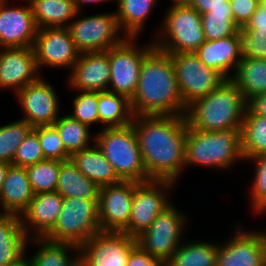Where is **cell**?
<instances>
[{"label": "cell", "mask_w": 266, "mask_h": 266, "mask_svg": "<svg viewBox=\"0 0 266 266\" xmlns=\"http://www.w3.org/2000/svg\"><path fill=\"white\" fill-rule=\"evenodd\" d=\"M142 161L148 181L177 185L185 168L188 124L185 116H133Z\"/></svg>", "instance_id": "6da1fadb"}, {"label": "cell", "mask_w": 266, "mask_h": 266, "mask_svg": "<svg viewBox=\"0 0 266 266\" xmlns=\"http://www.w3.org/2000/svg\"><path fill=\"white\" fill-rule=\"evenodd\" d=\"M130 104L133 116H185L187 106L170 54L154 47L144 57Z\"/></svg>", "instance_id": "7a4b0ae2"}, {"label": "cell", "mask_w": 266, "mask_h": 266, "mask_svg": "<svg viewBox=\"0 0 266 266\" xmlns=\"http://www.w3.org/2000/svg\"><path fill=\"white\" fill-rule=\"evenodd\" d=\"M247 101L238 86L226 79L207 96L187 106L185 118L191 129L201 131H227L241 129Z\"/></svg>", "instance_id": "3957f363"}, {"label": "cell", "mask_w": 266, "mask_h": 266, "mask_svg": "<svg viewBox=\"0 0 266 266\" xmlns=\"http://www.w3.org/2000/svg\"><path fill=\"white\" fill-rule=\"evenodd\" d=\"M240 131L241 129H230L210 132L191 129L188 126L185 167L199 165L228 171L237 161H245Z\"/></svg>", "instance_id": "277c9868"}, {"label": "cell", "mask_w": 266, "mask_h": 266, "mask_svg": "<svg viewBox=\"0 0 266 266\" xmlns=\"http://www.w3.org/2000/svg\"><path fill=\"white\" fill-rule=\"evenodd\" d=\"M100 130L95 134V143L118 177L122 181L147 182L148 176L133 125Z\"/></svg>", "instance_id": "5b68a950"}, {"label": "cell", "mask_w": 266, "mask_h": 266, "mask_svg": "<svg viewBox=\"0 0 266 266\" xmlns=\"http://www.w3.org/2000/svg\"><path fill=\"white\" fill-rule=\"evenodd\" d=\"M158 28L154 46L167 53H194L206 40L201 14L192 6L172 5Z\"/></svg>", "instance_id": "8992f818"}, {"label": "cell", "mask_w": 266, "mask_h": 266, "mask_svg": "<svg viewBox=\"0 0 266 266\" xmlns=\"http://www.w3.org/2000/svg\"><path fill=\"white\" fill-rule=\"evenodd\" d=\"M100 231L98 200L63 197L57 222L44 238L80 246Z\"/></svg>", "instance_id": "52a82bcc"}, {"label": "cell", "mask_w": 266, "mask_h": 266, "mask_svg": "<svg viewBox=\"0 0 266 266\" xmlns=\"http://www.w3.org/2000/svg\"><path fill=\"white\" fill-rule=\"evenodd\" d=\"M188 219L181 209L172 204L136 237L137 245L159 262H168L182 244V230H185Z\"/></svg>", "instance_id": "ba28073f"}, {"label": "cell", "mask_w": 266, "mask_h": 266, "mask_svg": "<svg viewBox=\"0 0 266 266\" xmlns=\"http://www.w3.org/2000/svg\"><path fill=\"white\" fill-rule=\"evenodd\" d=\"M136 39L126 37L109 49L111 76L108 91L124 95L129 100L135 94L143 59L155 47L153 41L139 46Z\"/></svg>", "instance_id": "9c48e42d"}, {"label": "cell", "mask_w": 266, "mask_h": 266, "mask_svg": "<svg viewBox=\"0 0 266 266\" xmlns=\"http://www.w3.org/2000/svg\"><path fill=\"white\" fill-rule=\"evenodd\" d=\"M68 25L71 38L80 53L107 51L127 36L118 25L115 11L76 18Z\"/></svg>", "instance_id": "30bf717a"}, {"label": "cell", "mask_w": 266, "mask_h": 266, "mask_svg": "<svg viewBox=\"0 0 266 266\" xmlns=\"http://www.w3.org/2000/svg\"><path fill=\"white\" fill-rule=\"evenodd\" d=\"M179 90L186 106L217 89L226 78L206 66L195 53L170 54Z\"/></svg>", "instance_id": "8fae6325"}, {"label": "cell", "mask_w": 266, "mask_h": 266, "mask_svg": "<svg viewBox=\"0 0 266 266\" xmlns=\"http://www.w3.org/2000/svg\"><path fill=\"white\" fill-rule=\"evenodd\" d=\"M174 186L170 181L139 183L134 189L129 225L123 232L136 238L148 229L157 216L172 205L168 194Z\"/></svg>", "instance_id": "7c38bea8"}, {"label": "cell", "mask_w": 266, "mask_h": 266, "mask_svg": "<svg viewBox=\"0 0 266 266\" xmlns=\"http://www.w3.org/2000/svg\"><path fill=\"white\" fill-rule=\"evenodd\" d=\"M136 238L124 232L100 231L79 246L83 266H126Z\"/></svg>", "instance_id": "4fadbf2b"}, {"label": "cell", "mask_w": 266, "mask_h": 266, "mask_svg": "<svg viewBox=\"0 0 266 266\" xmlns=\"http://www.w3.org/2000/svg\"><path fill=\"white\" fill-rule=\"evenodd\" d=\"M33 49L40 74L44 66L71 72L80 55L67 27L38 29Z\"/></svg>", "instance_id": "5bb4252c"}, {"label": "cell", "mask_w": 266, "mask_h": 266, "mask_svg": "<svg viewBox=\"0 0 266 266\" xmlns=\"http://www.w3.org/2000/svg\"><path fill=\"white\" fill-rule=\"evenodd\" d=\"M234 232L228 241L219 243L216 266H266V234L242 225Z\"/></svg>", "instance_id": "9a60e30c"}, {"label": "cell", "mask_w": 266, "mask_h": 266, "mask_svg": "<svg viewBox=\"0 0 266 266\" xmlns=\"http://www.w3.org/2000/svg\"><path fill=\"white\" fill-rule=\"evenodd\" d=\"M42 76L19 90L15 97L24 113L22 117L32 127L53 125L59 115V97L54 87Z\"/></svg>", "instance_id": "2e32d148"}, {"label": "cell", "mask_w": 266, "mask_h": 266, "mask_svg": "<svg viewBox=\"0 0 266 266\" xmlns=\"http://www.w3.org/2000/svg\"><path fill=\"white\" fill-rule=\"evenodd\" d=\"M135 181H121L99 189L98 208L101 231L123 232L129 225Z\"/></svg>", "instance_id": "e0dca14e"}, {"label": "cell", "mask_w": 266, "mask_h": 266, "mask_svg": "<svg viewBox=\"0 0 266 266\" xmlns=\"http://www.w3.org/2000/svg\"><path fill=\"white\" fill-rule=\"evenodd\" d=\"M9 2L0 0V49L33 47L38 27L30 4L13 7Z\"/></svg>", "instance_id": "ac0fdd59"}, {"label": "cell", "mask_w": 266, "mask_h": 266, "mask_svg": "<svg viewBox=\"0 0 266 266\" xmlns=\"http://www.w3.org/2000/svg\"><path fill=\"white\" fill-rule=\"evenodd\" d=\"M33 47L0 49V90L13 89L14 94L42 75Z\"/></svg>", "instance_id": "d6986e66"}, {"label": "cell", "mask_w": 266, "mask_h": 266, "mask_svg": "<svg viewBox=\"0 0 266 266\" xmlns=\"http://www.w3.org/2000/svg\"><path fill=\"white\" fill-rule=\"evenodd\" d=\"M109 50L80 53L67 77L73 91L101 92L108 90L110 82Z\"/></svg>", "instance_id": "ffe728a7"}, {"label": "cell", "mask_w": 266, "mask_h": 266, "mask_svg": "<svg viewBox=\"0 0 266 266\" xmlns=\"http://www.w3.org/2000/svg\"><path fill=\"white\" fill-rule=\"evenodd\" d=\"M63 197L56 192L35 194L21 214L23 230L29 239L44 238L55 226Z\"/></svg>", "instance_id": "44dd1931"}, {"label": "cell", "mask_w": 266, "mask_h": 266, "mask_svg": "<svg viewBox=\"0 0 266 266\" xmlns=\"http://www.w3.org/2000/svg\"><path fill=\"white\" fill-rule=\"evenodd\" d=\"M194 53L206 66L216 69L226 79H230L242 58L238 51L237 33L216 41L205 40Z\"/></svg>", "instance_id": "7402d4cb"}, {"label": "cell", "mask_w": 266, "mask_h": 266, "mask_svg": "<svg viewBox=\"0 0 266 266\" xmlns=\"http://www.w3.org/2000/svg\"><path fill=\"white\" fill-rule=\"evenodd\" d=\"M34 195L25 167L10 165L0 190L3 211L21 216Z\"/></svg>", "instance_id": "603a6c76"}, {"label": "cell", "mask_w": 266, "mask_h": 266, "mask_svg": "<svg viewBox=\"0 0 266 266\" xmlns=\"http://www.w3.org/2000/svg\"><path fill=\"white\" fill-rule=\"evenodd\" d=\"M70 159L86 178L95 182L100 188L122 181L96 143L74 153Z\"/></svg>", "instance_id": "cb8c5ba5"}, {"label": "cell", "mask_w": 266, "mask_h": 266, "mask_svg": "<svg viewBox=\"0 0 266 266\" xmlns=\"http://www.w3.org/2000/svg\"><path fill=\"white\" fill-rule=\"evenodd\" d=\"M28 241L21 217L16 214L3 216L0 219V266H7L24 256Z\"/></svg>", "instance_id": "d4e9b609"}, {"label": "cell", "mask_w": 266, "mask_h": 266, "mask_svg": "<svg viewBox=\"0 0 266 266\" xmlns=\"http://www.w3.org/2000/svg\"><path fill=\"white\" fill-rule=\"evenodd\" d=\"M28 243L39 247L30 257L33 266H76L80 262L79 246L75 244L46 238H32Z\"/></svg>", "instance_id": "484cf974"}, {"label": "cell", "mask_w": 266, "mask_h": 266, "mask_svg": "<svg viewBox=\"0 0 266 266\" xmlns=\"http://www.w3.org/2000/svg\"><path fill=\"white\" fill-rule=\"evenodd\" d=\"M30 7L38 29L68 27L80 16L73 0H35Z\"/></svg>", "instance_id": "4316f807"}, {"label": "cell", "mask_w": 266, "mask_h": 266, "mask_svg": "<svg viewBox=\"0 0 266 266\" xmlns=\"http://www.w3.org/2000/svg\"><path fill=\"white\" fill-rule=\"evenodd\" d=\"M100 187L86 178L71 159L60 164L56 191L62 197H80L98 200Z\"/></svg>", "instance_id": "83f0119b"}, {"label": "cell", "mask_w": 266, "mask_h": 266, "mask_svg": "<svg viewBox=\"0 0 266 266\" xmlns=\"http://www.w3.org/2000/svg\"><path fill=\"white\" fill-rule=\"evenodd\" d=\"M99 124L103 128H121L132 124L130 100L111 91L98 92Z\"/></svg>", "instance_id": "f1b7e54d"}, {"label": "cell", "mask_w": 266, "mask_h": 266, "mask_svg": "<svg viewBox=\"0 0 266 266\" xmlns=\"http://www.w3.org/2000/svg\"><path fill=\"white\" fill-rule=\"evenodd\" d=\"M230 79L238 86L246 101L266 92V59L242 57Z\"/></svg>", "instance_id": "f546056e"}, {"label": "cell", "mask_w": 266, "mask_h": 266, "mask_svg": "<svg viewBox=\"0 0 266 266\" xmlns=\"http://www.w3.org/2000/svg\"><path fill=\"white\" fill-rule=\"evenodd\" d=\"M157 0H117L115 11L120 30L127 37H139Z\"/></svg>", "instance_id": "4dcf8cb0"}, {"label": "cell", "mask_w": 266, "mask_h": 266, "mask_svg": "<svg viewBox=\"0 0 266 266\" xmlns=\"http://www.w3.org/2000/svg\"><path fill=\"white\" fill-rule=\"evenodd\" d=\"M218 250V242L183 241L168 262L172 266H216Z\"/></svg>", "instance_id": "1f68e13d"}, {"label": "cell", "mask_w": 266, "mask_h": 266, "mask_svg": "<svg viewBox=\"0 0 266 266\" xmlns=\"http://www.w3.org/2000/svg\"><path fill=\"white\" fill-rule=\"evenodd\" d=\"M241 148L245 160L266 154V118L246 109L241 125Z\"/></svg>", "instance_id": "d6a6232c"}, {"label": "cell", "mask_w": 266, "mask_h": 266, "mask_svg": "<svg viewBox=\"0 0 266 266\" xmlns=\"http://www.w3.org/2000/svg\"><path fill=\"white\" fill-rule=\"evenodd\" d=\"M53 126L59 132L66 152L70 156L95 143V133H90L91 128L73 119L68 114L60 116Z\"/></svg>", "instance_id": "836d02e7"}, {"label": "cell", "mask_w": 266, "mask_h": 266, "mask_svg": "<svg viewBox=\"0 0 266 266\" xmlns=\"http://www.w3.org/2000/svg\"><path fill=\"white\" fill-rule=\"evenodd\" d=\"M203 32L208 41H216L221 38L235 35L239 27L234 22L230 2L227 7L212 8L201 15Z\"/></svg>", "instance_id": "e575fe53"}, {"label": "cell", "mask_w": 266, "mask_h": 266, "mask_svg": "<svg viewBox=\"0 0 266 266\" xmlns=\"http://www.w3.org/2000/svg\"><path fill=\"white\" fill-rule=\"evenodd\" d=\"M61 162L60 160L46 159L25 167L35 194L56 192Z\"/></svg>", "instance_id": "d590c367"}, {"label": "cell", "mask_w": 266, "mask_h": 266, "mask_svg": "<svg viewBox=\"0 0 266 266\" xmlns=\"http://www.w3.org/2000/svg\"><path fill=\"white\" fill-rule=\"evenodd\" d=\"M33 127L23 119L0 126V161L12 164L18 146Z\"/></svg>", "instance_id": "8d00e7d4"}, {"label": "cell", "mask_w": 266, "mask_h": 266, "mask_svg": "<svg viewBox=\"0 0 266 266\" xmlns=\"http://www.w3.org/2000/svg\"><path fill=\"white\" fill-rule=\"evenodd\" d=\"M237 40L241 57L266 59V29L239 28Z\"/></svg>", "instance_id": "74e56055"}, {"label": "cell", "mask_w": 266, "mask_h": 266, "mask_svg": "<svg viewBox=\"0 0 266 266\" xmlns=\"http://www.w3.org/2000/svg\"><path fill=\"white\" fill-rule=\"evenodd\" d=\"M78 92L73 99V113H68V115L91 128L93 124H99L98 92Z\"/></svg>", "instance_id": "f35d334b"}, {"label": "cell", "mask_w": 266, "mask_h": 266, "mask_svg": "<svg viewBox=\"0 0 266 266\" xmlns=\"http://www.w3.org/2000/svg\"><path fill=\"white\" fill-rule=\"evenodd\" d=\"M46 160L38 139V126L33 127L18 146L11 165L27 167Z\"/></svg>", "instance_id": "ab89813d"}, {"label": "cell", "mask_w": 266, "mask_h": 266, "mask_svg": "<svg viewBox=\"0 0 266 266\" xmlns=\"http://www.w3.org/2000/svg\"><path fill=\"white\" fill-rule=\"evenodd\" d=\"M38 139L45 159L66 161L71 158L53 125L38 126Z\"/></svg>", "instance_id": "60d3db41"}, {"label": "cell", "mask_w": 266, "mask_h": 266, "mask_svg": "<svg viewBox=\"0 0 266 266\" xmlns=\"http://www.w3.org/2000/svg\"><path fill=\"white\" fill-rule=\"evenodd\" d=\"M254 165V180L250 188V207L257 213L266 204V154L245 160Z\"/></svg>", "instance_id": "b9f144b4"}, {"label": "cell", "mask_w": 266, "mask_h": 266, "mask_svg": "<svg viewBox=\"0 0 266 266\" xmlns=\"http://www.w3.org/2000/svg\"><path fill=\"white\" fill-rule=\"evenodd\" d=\"M234 22L239 28H243L257 10L261 0H229Z\"/></svg>", "instance_id": "7bdbcfd3"}, {"label": "cell", "mask_w": 266, "mask_h": 266, "mask_svg": "<svg viewBox=\"0 0 266 266\" xmlns=\"http://www.w3.org/2000/svg\"><path fill=\"white\" fill-rule=\"evenodd\" d=\"M126 266H161V262L137 245L131 251Z\"/></svg>", "instance_id": "ee69618b"}, {"label": "cell", "mask_w": 266, "mask_h": 266, "mask_svg": "<svg viewBox=\"0 0 266 266\" xmlns=\"http://www.w3.org/2000/svg\"><path fill=\"white\" fill-rule=\"evenodd\" d=\"M247 109L252 114L266 118V92L250 98L247 101Z\"/></svg>", "instance_id": "f6af8a7d"}, {"label": "cell", "mask_w": 266, "mask_h": 266, "mask_svg": "<svg viewBox=\"0 0 266 266\" xmlns=\"http://www.w3.org/2000/svg\"><path fill=\"white\" fill-rule=\"evenodd\" d=\"M227 2L229 0H194L191 6L202 15L212 8L227 7Z\"/></svg>", "instance_id": "bcb514c9"}, {"label": "cell", "mask_w": 266, "mask_h": 266, "mask_svg": "<svg viewBox=\"0 0 266 266\" xmlns=\"http://www.w3.org/2000/svg\"><path fill=\"white\" fill-rule=\"evenodd\" d=\"M243 28L266 29V7L260 3L249 22Z\"/></svg>", "instance_id": "7dc6e473"}, {"label": "cell", "mask_w": 266, "mask_h": 266, "mask_svg": "<svg viewBox=\"0 0 266 266\" xmlns=\"http://www.w3.org/2000/svg\"><path fill=\"white\" fill-rule=\"evenodd\" d=\"M74 2H75V5H76V8H77V10H78V12H80L81 13V9L83 8V5H85V4H100V2L101 3H104V2H111L112 0H73ZM113 1H116L117 2V0H113ZM82 5V6H81ZM82 7V8H81Z\"/></svg>", "instance_id": "c3c4849f"}, {"label": "cell", "mask_w": 266, "mask_h": 266, "mask_svg": "<svg viewBox=\"0 0 266 266\" xmlns=\"http://www.w3.org/2000/svg\"><path fill=\"white\" fill-rule=\"evenodd\" d=\"M27 255L25 254L24 256H22L19 260H17L14 263H11L7 266H33L32 262L30 260V257H26Z\"/></svg>", "instance_id": "681fc988"}, {"label": "cell", "mask_w": 266, "mask_h": 266, "mask_svg": "<svg viewBox=\"0 0 266 266\" xmlns=\"http://www.w3.org/2000/svg\"><path fill=\"white\" fill-rule=\"evenodd\" d=\"M10 165L11 164H8V163L0 161V190H1L2 184H3L4 180H5V176H6L7 170H8Z\"/></svg>", "instance_id": "f907efd6"}, {"label": "cell", "mask_w": 266, "mask_h": 266, "mask_svg": "<svg viewBox=\"0 0 266 266\" xmlns=\"http://www.w3.org/2000/svg\"><path fill=\"white\" fill-rule=\"evenodd\" d=\"M172 5L177 6H191L194 3V0H171Z\"/></svg>", "instance_id": "816d5d0a"}, {"label": "cell", "mask_w": 266, "mask_h": 266, "mask_svg": "<svg viewBox=\"0 0 266 266\" xmlns=\"http://www.w3.org/2000/svg\"><path fill=\"white\" fill-rule=\"evenodd\" d=\"M256 214H266V204ZM262 232H266V230Z\"/></svg>", "instance_id": "f5cc1de1"}, {"label": "cell", "mask_w": 266, "mask_h": 266, "mask_svg": "<svg viewBox=\"0 0 266 266\" xmlns=\"http://www.w3.org/2000/svg\"><path fill=\"white\" fill-rule=\"evenodd\" d=\"M2 210V206H1V203H0V211ZM7 213L4 212L3 210L0 212V219L5 216Z\"/></svg>", "instance_id": "db71d44e"}, {"label": "cell", "mask_w": 266, "mask_h": 266, "mask_svg": "<svg viewBox=\"0 0 266 266\" xmlns=\"http://www.w3.org/2000/svg\"><path fill=\"white\" fill-rule=\"evenodd\" d=\"M19 1H22V2L24 1V3L27 2V4H31L35 0H19Z\"/></svg>", "instance_id": "11a10c76"}, {"label": "cell", "mask_w": 266, "mask_h": 266, "mask_svg": "<svg viewBox=\"0 0 266 266\" xmlns=\"http://www.w3.org/2000/svg\"><path fill=\"white\" fill-rule=\"evenodd\" d=\"M161 266H172L169 262H163L161 263Z\"/></svg>", "instance_id": "9f6ffc18"}, {"label": "cell", "mask_w": 266, "mask_h": 266, "mask_svg": "<svg viewBox=\"0 0 266 266\" xmlns=\"http://www.w3.org/2000/svg\"><path fill=\"white\" fill-rule=\"evenodd\" d=\"M261 4L266 7V0H261Z\"/></svg>", "instance_id": "6f0895ef"}, {"label": "cell", "mask_w": 266, "mask_h": 266, "mask_svg": "<svg viewBox=\"0 0 266 266\" xmlns=\"http://www.w3.org/2000/svg\"><path fill=\"white\" fill-rule=\"evenodd\" d=\"M76 266H83V265L81 264V262H79Z\"/></svg>", "instance_id": "680465c9"}]
</instances>
